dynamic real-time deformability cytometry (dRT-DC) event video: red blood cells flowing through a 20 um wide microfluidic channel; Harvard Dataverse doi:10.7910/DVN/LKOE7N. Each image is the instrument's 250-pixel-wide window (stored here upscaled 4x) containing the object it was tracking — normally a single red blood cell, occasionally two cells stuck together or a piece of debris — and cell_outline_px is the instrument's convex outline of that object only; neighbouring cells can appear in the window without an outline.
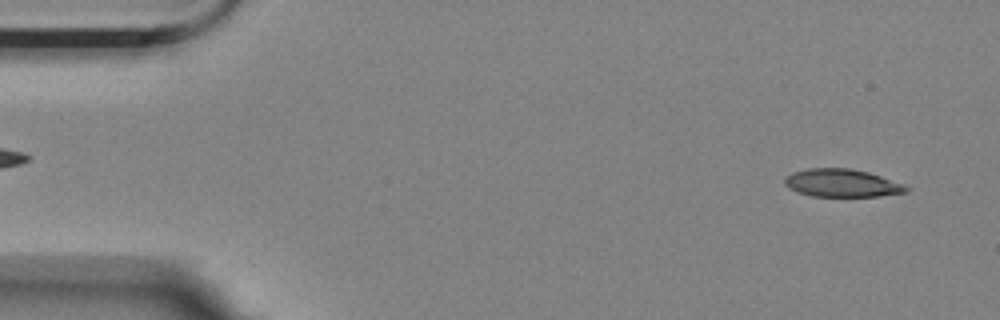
{"species": "Egyptian fruit bat (a non-hibernating species)", "species_latin": "Rousettus aegyptiacus", "temperature_condition": "room temperature", "stored_images_in_passage": 7, "camera_frame_rate_fps": 3000, "um_per_image_px": 0.085, "animal": {"sex": "female"}, "frame": {"image": 1, "passage_image": 3, "time_ms": 0.667, "image_size_px": [1000, 320], "cell_outline_px": [[908, 192], [876, 196], [812, 196], [796, 192], [788, 188], [784, 184], [784, 180], [792, 172], [808, 168], [848, 168], [868, 172], [904, 184], [908, 188]], "centroid_in_image_um": [71.53, 15.56], "position_along_channel_um": 13.5, "area_um2": 19.65}}